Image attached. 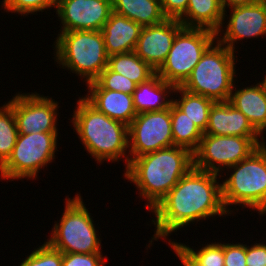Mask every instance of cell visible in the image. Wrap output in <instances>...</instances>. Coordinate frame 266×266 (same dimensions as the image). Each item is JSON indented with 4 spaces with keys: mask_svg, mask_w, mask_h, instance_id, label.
<instances>
[{
    "mask_svg": "<svg viewBox=\"0 0 266 266\" xmlns=\"http://www.w3.org/2000/svg\"><path fill=\"white\" fill-rule=\"evenodd\" d=\"M229 10L231 13L224 14L222 27L216 33V39L221 44L236 52L237 41L266 36V0L252 5L233 7ZM225 23H228L226 27H224Z\"/></svg>",
    "mask_w": 266,
    "mask_h": 266,
    "instance_id": "4fadbf2b",
    "label": "cell"
},
{
    "mask_svg": "<svg viewBox=\"0 0 266 266\" xmlns=\"http://www.w3.org/2000/svg\"><path fill=\"white\" fill-rule=\"evenodd\" d=\"M183 27L178 19L168 18L160 24L143 27L135 53L157 71L165 62L176 34Z\"/></svg>",
    "mask_w": 266,
    "mask_h": 266,
    "instance_id": "9a60e30c",
    "label": "cell"
},
{
    "mask_svg": "<svg viewBox=\"0 0 266 266\" xmlns=\"http://www.w3.org/2000/svg\"><path fill=\"white\" fill-rule=\"evenodd\" d=\"M7 103L13 108L18 134L58 132L59 103L52 97L16 93Z\"/></svg>",
    "mask_w": 266,
    "mask_h": 266,
    "instance_id": "7c38bea8",
    "label": "cell"
},
{
    "mask_svg": "<svg viewBox=\"0 0 266 266\" xmlns=\"http://www.w3.org/2000/svg\"><path fill=\"white\" fill-rule=\"evenodd\" d=\"M60 32L101 31L113 12L112 0H58Z\"/></svg>",
    "mask_w": 266,
    "mask_h": 266,
    "instance_id": "5bb4252c",
    "label": "cell"
},
{
    "mask_svg": "<svg viewBox=\"0 0 266 266\" xmlns=\"http://www.w3.org/2000/svg\"><path fill=\"white\" fill-rule=\"evenodd\" d=\"M170 114L174 146L186 148L194 153L200 144L203 132L173 103L170 106Z\"/></svg>",
    "mask_w": 266,
    "mask_h": 266,
    "instance_id": "d4e9b609",
    "label": "cell"
},
{
    "mask_svg": "<svg viewBox=\"0 0 266 266\" xmlns=\"http://www.w3.org/2000/svg\"><path fill=\"white\" fill-rule=\"evenodd\" d=\"M223 19L220 0H189L186 12L178 20L184 27L206 28L217 33Z\"/></svg>",
    "mask_w": 266,
    "mask_h": 266,
    "instance_id": "44dd1931",
    "label": "cell"
},
{
    "mask_svg": "<svg viewBox=\"0 0 266 266\" xmlns=\"http://www.w3.org/2000/svg\"><path fill=\"white\" fill-rule=\"evenodd\" d=\"M176 93H179L181 96L178 99L172 98L173 104L205 133L208 125L209 111L214 101L199 94L191 93L180 86L175 88L174 95Z\"/></svg>",
    "mask_w": 266,
    "mask_h": 266,
    "instance_id": "cb8c5ba5",
    "label": "cell"
},
{
    "mask_svg": "<svg viewBox=\"0 0 266 266\" xmlns=\"http://www.w3.org/2000/svg\"><path fill=\"white\" fill-rule=\"evenodd\" d=\"M218 136L260 137L247 117L229 101L214 102L205 133Z\"/></svg>",
    "mask_w": 266,
    "mask_h": 266,
    "instance_id": "2e32d148",
    "label": "cell"
},
{
    "mask_svg": "<svg viewBox=\"0 0 266 266\" xmlns=\"http://www.w3.org/2000/svg\"><path fill=\"white\" fill-rule=\"evenodd\" d=\"M222 175L192 167L151 211L155 233L147 248L191 223L228 215L222 200ZM151 244V245H150Z\"/></svg>",
    "mask_w": 266,
    "mask_h": 266,
    "instance_id": "6da1fadb",
    "label": "cell"
},
{
    "mask_svg": "<svg viewBox=\"0 0 266 266\" xmlns=\"http://www.w3.org/2000/svg\"><path fill=\"white\" fill-rule=\"evenodd\" d=\"M203 266H224V243L211 242L195 251V249L181 243Z\"/></svg>",
    "mask_w": 266,
    "mask_h": 266,
    "instance_id": "f546056e",
    "label": "cell"
},
{
    "mask_svg": "<svg viewBox=\"0 0 266 266\" xmlns=\"http://www.w3.org/2000/svg\"><path fill=\"white\" fill-rule=\"evenodd\" d=\"M1 2L4 11L18 13L24 17L30 13L37 15V12H43L46 9L48 11L53 7L56 9L58 0H3Z\"/></svg>",
    "mask_w": 266,
    "mask_h": 266,
    "instance_id": "f1b7e54d",
    "label": "cell"
},
{
    "mask_svg": "<svg viewBox=\"0 0 266 266\" xmlns=\"http://www.w3.org/2000/svg\"><path fill=\"white\" fill-rule=\"evenodd\" d=\"M17 136L18 129L13 108L6 102L0 107V167L11 155Z\"/></svg>",
    "mask_w": 266,
    "mask_h": 266,
    "instance_id": "484cf974",
    "label": "cell"
},
{
    "mask_svg": "<svg viewBox=\"0 0 266 266\" xmlns=\"http://www.w3.org/2000/svg\"><path fill=\"white\" fill-rule=\"evenodd\" d=\"M102 253H63L62 266H106Z\"/></svg>",
    "mask_w": 266,
    "mask_h": 266,
    "instance_id": "4dcf8cb0",
    "label": "cell"
},
{
    "mask_svg": "<svg viewBox=\"0 0 266 266\" xmlns=\"http://www.w3.org/2000/svg\"><path fill=\"white\" fill-rule=\"evenodd\" d=\"M189 0H161L164 15L168 19H179L187 10Z\"/></svg>",
    "mask_w": 266,
    "mask_h": 266,
    "instance_id": "836d02e7",
    "label": "cell"
},
{
    "mask_svg": "<svg viewBox=\"0 0 266 266\" xmlns=\"http://www.w3.org/2000/svg\"><path fill=\"white\" fill-rule=\"evenodd\" d=\"M242 89L233 86L229 102L241 111L260 133L266 127V78ZM238 89V90H237Z\"/></svg>",
    "mask_w": 266,
    "mask_h": 266,
    "instance_id": "ac0fdd59",
    "label": "cell"
},
{
    "mask_svg": "<svg viewBox=\"0 0 266 266\" xmlns=\"http://www.w3.org/2000/svg\"><path fill=\"white\" fill-rule=\"evenodd\" d=\"M229 169L231 175L221 183L222 200L229 215L234 213L230 209L232 205L256 210L260 216L266 215V144L229 167L228 172Z\"/></svg>",
    "mask_w": 266,
    "mask_h": 266,
    "instance_id": "277c9868",
    "label": "cell"
},
{
    "mask_svg": "<svg viewBox=\"0 0 266 266\" xmlns=\"http://www.w3.org/2000/svg\"><path fill=\"white\" fill-rule=\"evenodd\" d=\"M129 161L174 146L170 108L137 114L128 126Z\"/></svg>",
    "mask_w": 266,
    "mask_h": 266,
    "instance_id": "8fae6325",
    "label": "cell"
},
{
    "mask_svg": "<svg viewBox=\"0 0 266 266\" xmlns=\"http://www.w3.org/2000/svg\"><path fill=\"white\" fill-rule=\"evenodd\" d=\"M168 244L171 245L170 248L174 250L183 266H203L180 242L169 239Z\"/></svg>",
    "mask_w": 266,
    "mask_h": 266,
    "instance_id": "e575fe53",
    "label": "cell"
},
{
    "mask_svg": "<svg viewBox=\"0 0 266 266\" xmlns=\"http://www.w3.org/2000/svg\"><path fill=\"white\" fill-rule=\"evenodd\" d=\"M113 12L125 16L142 27L164 22L161 0H112Z\"/></svg>",
    "mask_w": 266,
    "mask_h": 266,
    "instance_id": "7402d4cb",
    "label": "cell"
},
{
    "mask_svg": "<svg viewBox=\"0 0 266 266\" xmlns=\"http://www.w3.org/2000/svg\"><path fill=\"white\" fill-rule=\"evenodd\" d=\"M53 45L57 64L80 76L85 84L94 81L107 67L109 56L101 31L59 32Z\"/></svg>",
    "mask_w": 266,
    "mask_h": 266,
    "instance_id": "8992f818",
    "label": "cell"
},
{
    "mask_svg": "<svg viewBox=\"0 0 266 266\" xmlns=\"http://www.w3.org/2000/svg\"><path fill=\"white\" fill-rule=\"evenodd\" d=\"M216 36V32L210 29L183 27L176 34L165 62L156 73L167 83L181 86Z\"/></svg>",
    "mask_w": 266,
    "mask_h": 266,
    "instance_id": "9c48e42d",
    "label": "cell"
},
{
    "mask_svg": "<svg viewBox=\"0 0 266 266\" xmlns=\"http://www.w3.org/2000/svg\"><path fill=\"white\" fill-rule=\"evenodd\" d=\"M263 145L260 137L218 136L203 134L193 153V167L215 174L247 158ZM222 172V173H221Z\"/></svg>",
    "mask_w": 266,
    "mask_h": 266,
    "instance_id": "30bf717a",
    "label": "cell"
},
{
    "mask_svg": "<svg viewBox=\"0 0 266 266\" xmlns=\"http://www.w3.org/2000/svg\"><path fill=\"white\" fill-rule=\"evenodd\" d=\"M224 266H246V244L224 243Z\"/></svg>",
    "mask_w": 266,
    "mask_h": 266,
    "instance_id": "1f68e13d",
    "label": "cell"
},
{
    "mask_svg": "<svg viewBox=\"0 0 266 266\" xmlns=\"http://www.w3.org/2000/svg\"><path fill=\"white\" fill-rule=\"evenodd\" d=\"M265 131H266V127L259 133L261 140H262V144H266L265 137H264V134L266 135Z\"/></svg>",
    "mask_w": 266,
    "mask_h": 266,
    "instance_id": "8d00e7d4",
    "label": "cell"
},
{
    "mask_svg": "<svg viewBox=\"0 0 266 266\" xmlns=\"http://www.w3.org/2000/svg\"><path fill=\"white\" fill-rule=\"evenodd\" d=\"M193 167V153L172 146L135 157L123 176L136 185L145 208L152 211L178 181Z\"/></svg>",
    "mask_w": 266,
    "mask_h": 266,
    "instance_id": "7a4b0ae2",
    "label": "cell"
},
{
    "mask_svg": "<svg viewBox=\"0 0 266 266\" xmlns=\"http://www.w3.org/2000/svg\"><path fill=\"white\" fill-rule=\"evenodd\" d=\"M262 1L264 0H220L224 14H227V9L229 8L252 5Z\"/></svg>",
    "mask_w": 266,
    "mask_h": 266,
    "instance_id": "d590c367",
    "label": "cell"
},
{
    "mask_svg": "<svg viewBox=\"0 0 266 266\" xmlns=\"http://www.w3.org/2000/svg\"><path fill=\"white\" fill-rule=\"evenodd\" d=\"M246 244V266H266V242ZM248 245V246H247Z\"/></svg>",
    "mask_w": 266,
    "mask_h": 266,
    "instance_id": "d6a6232c",
    "label": "cell"
},
{
    "mask_svg": "<svg viewBox=\"0 0 266 266\" xmlns=\"http://www.w3.org/2000/svg\"><path fill=\"white\" fill-rule=\"evenodd\" d=\"M63 253L47 241L35 248L19 266H62Z\"/></svg>",
    "mask_w": 266,
    "mask_h": 266,
    "instance_id": "83f0119b",
    "label": "cell"
},
{
    "mask_svg": "<svg viewBox=\"0 0 266 266\" xmlns=\"http://www.w3.org/2000/svg\"><path fill=\"white\" fill-rule=\"evenodd\" d=\"M58 134V132L18 134L11 155L0 167L1 179L35 180L38 172L55 159V152L59 151Z\"/></svg>",
    "mask_w": 266,
    "mask_h": 266,
    "instance_id": "ba28073f",
    "label": "cell"
},
{
    "mask_svg": "<svg viewBox=\"0 0 266 266\" xmlns=\"http://www.w3.org/2000/svg\"><path fill=\"white\" fill-rule=\"evenodd\" d=\"M76 103L71 125L88 154L95 158L97 164L103 161L119 163V159L124 157L127 168L128 126L98 111L83 96Z\"/></svg>",
    "mask_w": 266,
    "mask_h": 266,
    "instance_id": "3957f363",
    "label": "cell"
},
{
    "mask_svg": "<svg viewBox=\"0 0 266 266\" xmlns=\"http://www.w3.org/2000/svg\"><path fill=\"white\" fill-rule=\"evenodd\" d=\"M142 28L131 19L112 12L101 30L107 55L134 51Z\"/></svg>",
    "mask_w": 266,
    "mask_h": 266,
    "instance_id": "e0dca14e",
    "label": "cell"
},
{
    "mask_svg": "<svg viewBox=\"0 0 266 266\" xmlns=\"http://www.w3.org/2000/svg\"><path fill=\"white\" fill-rule=\"evenodd\" d=\"M107 67L115 73L122 74L137 85L148 81L156 74V70L137 56L135 51L109 56Z\"/></svg>",
    "mask_w": 266,
    "mask_h": 266,
    "instance_id": "603a6c76",
    "label": "cell"
},
{
    "mask_svg": "<svg viewBox=\"0 0 266 266\" xmlns=\"http://www.w3.org/2000/svg\"><path fill=\"white\" fill-rule=\"evenodd\" d=\"M87 89H106L120 91L132 95L137 84L122 74L115 73L106 67L100 75L92 82L86 84Z\"/></svg>",
    "mask_w": 266,
    "mask_h": 266,
    "instance_id": "4316f807",
    "label": "cell"
},
{
    "mask_svg": "<svg viewBox=\"0 0 266 266\" xmlns=\"http://www.w3.org/2000/svg\"><path fill=\"white\" fill-rule=\"evenodd\" d=\"M175 86L167 83L157 73L148 81L140 83L134 90L133 104L137 114L170 108ZM171 99H169V98Z\"/></svg>",
    "mask_w": 266,
    "mask_h": 266,
    "instance_id": "ffe728a7",
    "label": "cell"
},
{
    "mask_svg": "<svg viewBox=\"0 0 266 266\" xmlns=\"http://www.w3.org/2000/svg\"><path fill=\"white\" fill-rule=\"evenodd\" d=\"M235 58L238 61L235 52L216 39L180 87L214 102L229 101L237 77Z\"/></svg>",
    "mask_w": 266,
    "mask_h": 266,
    "instance_id": "5b68a950",
    "label": "cell"
},
{
    "mask_svg": "<svg viewBox=\"0 0 266 266\" xmlns=\"http://www.w3.org/2000/svg\"><path fill=\"white\" fill-rule=\"evenodd\" d=\"M66 198L61 219L54 222L51 237L46 241L62 253H102L101 238L93 216L85 207L80 193Z\"/></svg>",
    "mask_w": 266,
    "mask_h": 266,
    "instance_id": "52a82bcc",
    "label": "cell"
},
{
    "mask_svg": "<svg viewBox=\"0 0 266 266\" xmlns=\"http://www.w3.org/2000/svg\"><path fill=\"white\" fill-rule=\"evenodd\" d=\"M84 98L98 111L129 126L137 113L132 95L106 89H88Z\"/></svg>",
    "mask_w": 266,
    "mask_h": 266,
    "instance_id": "d6986e66",
    "label": "cell"
}]
</instances>
